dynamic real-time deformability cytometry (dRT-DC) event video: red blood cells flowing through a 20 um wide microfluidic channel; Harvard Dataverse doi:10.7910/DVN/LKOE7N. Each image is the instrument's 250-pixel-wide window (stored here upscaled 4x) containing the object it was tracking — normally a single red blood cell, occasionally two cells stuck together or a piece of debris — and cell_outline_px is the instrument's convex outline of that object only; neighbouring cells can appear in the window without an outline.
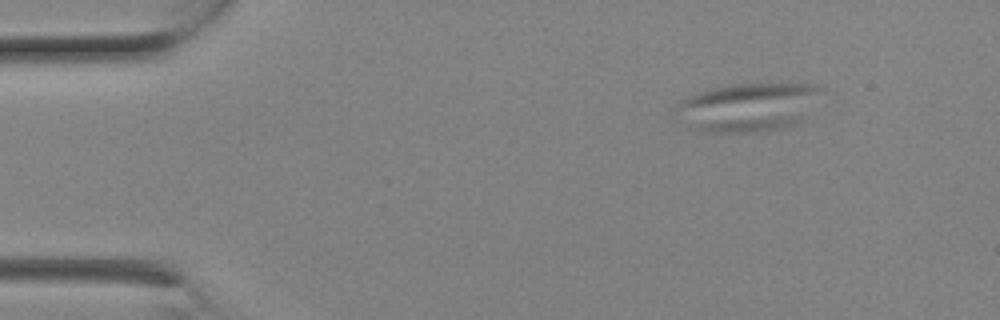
{"species": "Egyptian fruit bat (a non-hibernating species)", "species_latin": "Rousettus aegyptiacus", "temperature_condition": "room temperature", "stored_images_in_passage": 8, "camera_frame_rate_fps": 3000, "um_per_image_px": 0.085, "animal": {"sex": "female"}, "frame": {"image": 1, "passage_image": 3, "time_ms": 0.667, "image_size_px": [1000, 320], "cell_outline_px": [[820, 88], [796, 120], [780, 128], [760, 132], [704, 132], [692, 128], [676, 104], [680, 100], [688, 96], [712, 88], [732, 84], [800, 80], [816, 84]], "centroid_in_image_um": [63.55, 9.03], "position_along_channel_um": 21.4, "area_um2": 40.0}}
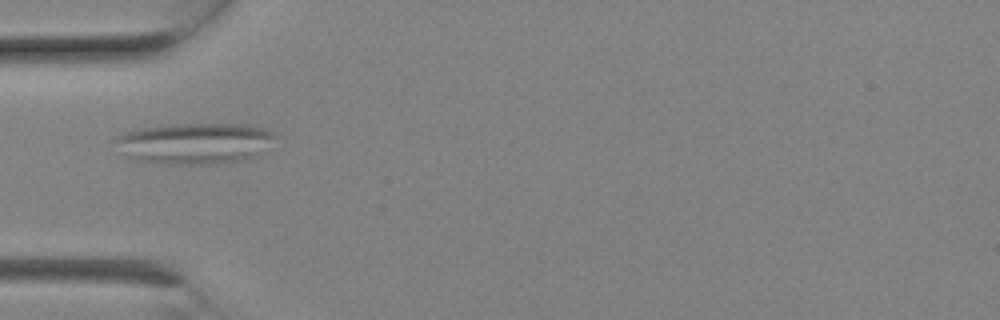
{"frame": {"image": 2, "passage_image": 7, "time_ms": 2.0, "image_size_px": [1000, 320], "cell_outline_px": [[280, 136], [256, 156], [244, 160], [216, 164], [160, 164], [132, 160], [128, 156], [116, 140], [116, 136], [124, 132], [140, 128], [172, 124], [240, 124], [264, 128]], "centroid_in_image_um": [16.6, 12.19], "position_along_channel_um": 68.4, "area_um2": 38.38}}